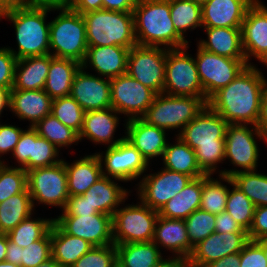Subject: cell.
I'll return each mask as SVG.
<instances>
[{
    "instance_id": "39",
    "label": "cell",
    "mask_w": 267,
    "mask_h": 267,
    "mask_svg": "<svg viewBox=\"0 0 267 267\" xmlns=\"http://www.w3.org/2000/svg\"><path fill=\"white\" fill-rule=\"evenodd\" d=\"M222 181L227 182L228 185L233 187L231 191L229 189L225 211H227L234 220L248 232L253 222L256 206L233 184L231 177L222 176Z\"/></svg>"
},
{
    "instance_id": "63",
    "label": "cell",
    "mask_w": 267,
    "mask_h": 267,
    "mask_svg": "<svg viewBox=\"0 0 267 267\" xmlns=\"http://www.w3.org/2000/svg\"><path fill=\"white\" fill-rule=\"evenodd\" d=\"M70 0H31L34 5H48L53 7L67 6Z\"/></svg>"
},
{
    "instance_id": "21",
    "label": "cell",
    "mask_w": 267,
    "mask_h": 267,
    "mask_svg": "<svg viewBox=\"0 0 267 267\" xmlns=\"http://www.w3.org/2000/svg\"><path fill=\"white\" fill-rule=\"evenodd\" d=\"M70 96L85 112L111 108L110 79L96 77L80 67L74 75Z\"/></svg>"
},
{
    "instance_id": "64",
    "label": "cell",
    "mask_w": 267,
    "mask_h": 267,
    "mask_svg": "<svg viewBox=\"0 0 267 267\" xmlns=\"http://www.w3.org/2000/svg\"><path fill=\"white\" fill-rule=\"evenodd\" d=\"M8 236L5 233H0V262L5 261L7 251Z\"/></svg>"
},
{
    "instance_id": "45",
    "label": "cell",
    "mask_w": 267,
    "mask_h": 267,
    "mask_svg": "<svg viewBox=\"0 0 267 267\" xmlns=\"http://www.w3.org/2000/svg\"><path fill=\"white\" fill-rule=\"evenodd\" d=\"M184 221L188 239L193 247L215 232V215L200 208L190 214Z\"/></svg>"
},
{
    "instance_id": "7",
    "label": "cell",
    "mask_w": 267,
    "mask_h": 267,
    "mask_svg": "<svg viewBox=\"0 0 267 267\" xmlns=\"http://www.w3.org/2000/svg\"><path fill=\"white\" fill-rule=\"evenodd\" d=\"M207 102V98L159 93L142 119L165 131L180 128L178 131L181 132L203 110Z\"/></svg>"
},
{
    "instance_id": "33",
    "label": "cell",
    "mask_w": 267,
    "mask_h": 267,
    "mask_svg": "<svg viewBox=\"0 0 267 267\" xmlns=\"http://www.w3.org/2000/svg\"><path fill=\"white\" fill-rule=\"evenodd\" d=\"M201 194L202 177L192 179L183 190L161 207L158 214L167 219L185 220L200 208Z\"/></svg>"
},
{
    "instance_id": "26",
    "label": "cell",
    "mask_w": 267,
    "mask_h": 267,
    "mask_svg": "<svg viewBox=\"0 0 267 267\" xmlns=\"http://www.w3.org/2000/svg\"><path fill=\"white\" fill-rule=\"evenodd\" d=\"M53 99L41 90H11L10 112L18 119L30 121L33 127L48 114H51Z\"/></svg>"
},
{
    "instance_id": "34",
    "label": "cell",
    "mask_w": 267,
    "mask_h": 267,
    "mask_svg": "<svg viewBox=\"0 0 267 267\" xmlns=\"http://www.w3.org/2000/svg\"><path fill=\"white\" fill-rule=\"evenodd\" d=\"M80 67L81 64L76 60L51 55L44 91L52 99L69 96L74 75Z\"/></svg>"
},
{
    "instance_id": "66",
    "label": "cell",
    "mask_w": 267,
    "mask_h": 267,
    "mask_svg": "<svg viewBox=\"0 0 267 267\" xmlns=\"http://www.w3.org/2000/svg\"><path fill=\"white\" fill-rule=\"evenodd\" d=\"M37 267H62L55 259L50 258L44 263L39 264Z\"/></svg>"
},
{
    "instance_id": "10",
    "label": "cell",
    "mask_w": 267,
    "mask_h": 267,
    "mask_svg": "<svg viewBox=\"0 0 267 267\" xmlns=\"http://www.w3.org/2000/svg\"><path fill=\"white\" fill-rule=\"evenodd\" d=\"M189 45L167 49L163 93L171 96L206 98L195 59L187 54Z\"/></svg>"
},
{
    "instance_id": "40",
    "label": "cell",
    "mask_w": 267,
    "mask_h": 267,
    "mask_svg": "<svg viewBox=\"0 0 267 267\" xmlns=\"http://www.w3.org/2000/svg\"><path fill=\"white\" fill-rule=\"evenodd\" d=\"M170 15L175 30L184 39L186 30L202 28V7L191 0H170Z\"/></svg>"
},
{
    "instance_id": "41",
    "label": "cell",
    "mask_w": 267,
    "mask_h": 267,
    "mask_svg": "<svg viewBox=\"0 0 267 267\" xmlns=\"http://www.w3.org/2000/svg\"><path fill=\"white\" fill-rule=\"evenodd\" d=\"M31 216L21 221L13 230L7 233L8 239L22 248L42 239L51 230L54 223V218L36 219Z\"/></svg>"
},
{
    "instance_id": "15",
    "label": "cell",
    "mask_w": 267,
    "mask_h": 267,
    "mask_svg": "<svg viewBox=\"0 0 267 267\" xmlns=\"http://www.w3.org/2000/svg\"><path fill=\"white\" fill-rule=\"evenodd\" d=\"M96 154L102 168L105 167V170L102 169V175L117 181L128 182L138 179L149 166L146 159L125 138L115 146L107 147L105 155L100 152Z\"/></svg>"
},
{
    "instance_id": "13",
    "label": "cell",
    "mask_w": 267,
    "mask_h": 267,
    "mask_svg": "<svg viewBox=\"0 0 267 267\" xmlns=\"http://www.w3.org/2000/svg\"><path fill=\"white\" fill-rule=\"evenodd\" d=\"M197 46V57L194 59L207 99L219 89L227 86L248 66L246 59L219 56Z\"/></svg>"
},
{
    "instance_id": "28",
    "label": "cell",
    "mask_w": 267,
    "mask_h": 267,
    "mask_svg": "<svg viewBox=\"0 0 267 267\" xmlns=\"http://www.w3.org/2000/svg\"><path fill=\"white\" fill-rule=\"evenodd\" d=\"M51 61V54L18 59L14 71L12 90L44 89Z\"/></svg>"
},
{
    "instance_id": "65",
    "label": "cell",
    "mask_w": 267,
    "mask_h": 267,
    "mask_svg": "<svg viewBox=\"0 0 267 267\" xmlns=\"http://www.w3.org/2000/svg\"><path fill=\"white\" fill-rule=\"evenodd\" d=\"M261 206H267V174H263V191H262V199Z\"/></svg>"
},
{
    "instance_id": "51",
    "label": "cell",
    "mask_w": 267,
    "mask_h": 267,
    "mask_svg": "<svg viewBox=\"0 0 267 267\" xmlns=\"http://www.w3.org/2000/svg\"><path fill=\"white\" fill-rule=\"evenodd\" d=\"M22 132V128L0 123V158L9 152L13 153ZM0 163L5 162L0 159Z\"/></svg>"
},
{
    "instance_id": "67",
    "label": "cell",
    "mask_w": 267,
    "mask_h": 267,
    "mask_svg": "<svg viewBox=\"0 0 267 267\" xmlns=\"http://www.w3.org/2000/svg\"><path fill=\"white\" fill-rule=\"evenodd\" d=\"M263 249L267 261V239L256 241Z\"/></svg>"
},
{
    "instance_id": "49",
    "label": "cell",
    "mask_w": 267,
    "mask_h": 267,
    "mask_svg": "<svg viewBox=\"0 0 267 267\" xmlns=\"http://www.w3.org/2000/svg\"><path fill=\"white\" fill-rule=\"evenodd\" d=\"M239 267H267L264 249L256 241L250 240L241 250Z\"/></svg>"
},
{
    "instance_id": "25",
    "label": "cell",
    "mask_w": 267,
    "mask_h": 267,
    "mask_svg": "<svg viewBox=\"0 0 267 267\" xmlns=\"http://www.w3.org/2000/svg\"><path fill=\"white\" fill-rule=\"evenodd\" d=\"M119 113L112 107L94 111L85 112L82 129L79 133V140L87 138L88 140L99 144L115 146L121 142L125 136L114 140L116 128L119 125Z\"/></svg>"
},
{
    "instance_id": "20",
    "label": "cell",
    "mask_w": 267,
    "mask_h": 267,
    "mask_svg": "<svg viewBox=\"0 0 267 267\" xmlns=\"http://www.w3.org/2000/svg\"><path fill=\"white\" fill-rule=\"evenodd\" d=\"M248 232H213L194 246L188 258V267H203L227 255L239 253L249 242Z\"/></svg>"
},
{
    "instance_id": "11",
    "label": "cell",
    "mask_w": 267,
    "mask_h": 267,
    "mask_svg": "<svg viewBox=\"0 0 267 267\" xmlns=\"http://www.w3.org/2000/svg\"><path fill=\"white\" fill-rule=\"evenodd\" d=\"M27 188L33 207L38 203L63 210L69 198L64 160L53 166L27 171Z\"/></svg>"
},
{
    "instance_id": "31",
    "label": "cell",
    "mask_w": 267,
    "mask_h": 267,
    "mask_svg": "<svg viewBox=\"0 0 267 267\" xmlns=\"http://www.w3.org/2000/svg\"><path fill=\"white\" fill-rule=\"evenodd\" d=\"M208 39L197 43L202 49L234 59H246L242 48L241 28L202 27Z\"/></svg>"
},
{
    "instance_id": "36",
    "label": "cell",
    "mask_w": 267,
    "mask_h": 267,
    "mask_svg": "<svg viewBox=\"0 0 267 267\" xmlns=\"http://www.w3.org/2000/svg\"><path fill=\"white\" fill-rule=\"evenodd\" d=\"M116 249L118 267H155L163 258L153 241L119 244Z\"/></svg>"
},
{
    "instance_id": "50",
    "label": "cell",
    "mask_w": 267,
    "mask_h": 267,
    "mask_svg": "<svg viewBox=\"0 0 267 267\" xmlns=\"http://www.w3.org/2000/svg\"><path fill=\"white\" fill-rule=\"evenodd\" d=\"M16 61L8 47L0 48V87L12 90Z\"/></svg>"
},
{
    "instance_id": "69",
    "label": "cell",
    "mask_w": 267,
    "mask_h": 267,
    "mask_svg": "<svg viewBox=\"0 0 267 267\" xmlns=\"http://www.w3.org/2000/svg\"><path fill=\"white\" fill-rule=\"evenodd\" d=\"M197 4H200L201 6L207 1V0H191Z\"/></svg>"
},
{
    "instance_id": "47",
    "label": "cell",
    "mask_w": 267,
    "mask_h": 267,
    "mask_svg": "<svg viewBox=\"0 0 267 267\" xmlns=\"http://www.w3.org/2000/svg\"><path fill=\"white\" fill-rule=\"evenodd\" d=\"M233 184L238 187L256 207L261 206L263 191V173L253 171L238 172L231 176Z\"/></svg>"
},
{
    "instance_id": "14",
    "label": "cell",
    "mask_w": 267,
    "mask_h": 267,
    "mask_svg": "<svg viewBox=\"0 0 267 267\" xmlns=\"http://www.w3.org/2000/svg\"><path fill=\"white\" fill-rule=\"evenodd\" d=\"M112 108L131 119L142 118L156 93L127 73L110 79Z\"/></svg>"
},
{
    "instance_id": "29",
    "label": "cell",
    "mask_w": 267,
    "mask_h": 267,
    "mask_svg": "<svg viewBox=\"0 0 267 267\" xmlns=\"http://www.w3.org/2000/svg\"><path fill=\"white\" fill-rule=\"evenodd\" d=\"M67 186L69 196L84 194L102 175V165L96 153L87 155L74 163L66 161Z\"/></svg>"
},
{
    "instance_id": "6",
    "label": "cell",
    "mask_w": 267,
    "mask_h": 267,
    "mask_svg": "<svg viewBox=\"0 0 267 267\" xmlns=\"http://www.w3.org/2000/svg\"><path fill=\"white\" fill-rule=\"evenodd\" d=\"M56 10L59 15L50 21V54L81 64L88 49L85 20L82 14L67 6L56 7Z\"/></svg>"
},
{
    "instance_id": "35",
    "label": "cell",
    "mask_w": 267,
    "mask_h": 267,
    "mask_svg": "<svg viewBox=\"0 0 267 267\" xmlns=\"http://www.w3.org/2000/svg\"><path fill=\"white\" fill-rule=\"evenodd\" d=\"M176 144H167L162 159L164 168L191 176L193 179L206 175L198 166L195 151L177 136Z\"/></svg>"
},
{
    "instance_id": "22",
    "label": "cell",
    "mask_w": 267,
    "mask_h": 267,
    "mask_svg": "<svg viewBox=\"0 0 267 267\" xmlns=\"http://www.w3.org/2000/svg\"><path fill=\"white\" fill-rule=\"evenodd\" d=\"M125 139L150 163L154 157H162L167 147L166 131L150 125L142 118L126 121Z\"/></svg>"
},
{
    "instance_id": "23",
    "label": "cell",
    "mask_w": 267,
    "mask_h": 267,
    "mask_svg": "<svg viewBox=\"0 0 267 267\" xmlns=\"http://www.w3.org/2000/svg\"><path fill=\"white\" fill-rule=\"evenodd\" d=\"M255 0H207L202 7V27L241 28Z\"/></svg>"
},
{
    "instance_id": "57",
    "label": "cell",
    "mask_w": 267,
    "mask_h": 267,
    "mask_svg": "<svg viewBox=\"0 0 267 267\" xmlns=\"http://www.w3.org/2000/svg\"><path fill=\"white\" fill-rule=\"evenodd\" d=\"M240 266V252L233 253L221 258L220 260L213 261L203 267H239Z\"/></svg>"
},
{
    "instance_id": "60",
    "label": "cell",
    "mask_w": 267,
    "mask_h": 267,
    "mask_svg": "<svg viewBox=\"0 0 267 267\" xmlns=\"http://www.w3.org/2000/svg\"><path fill=\"white\" fill-rule=\"evenodd\" d=\"M33 5L31 0H0V14L5 11Z\"/></svg>"
},
{
    "instance_id": "4",
    "label": "cell",
    "mask_w": 267,
    "mask_h": 267,
    "mask_svg": "<svg viewBox=\"0 0 267 267\" xmlns=\"http://www.w3.org/2000/svg\"><path fill=\"white\" fill-rule=\"evenodd\" d=\"M50 11H56V7L33 4L0 14V20L6 18L15 27L18 51L8 49L17 60L50 54V22L45 20Z\"/></svg>"
},
{
    "instance_id": "55",
    "label": "cell",
    "mask_w": 267,
    "mask_h": 267,
    "mask_svg": "<svg viewBox=\"0 0 267 267\" xmlns=\"http://www.w3.org/2000/svg\"><path fill=\"white\" fill-rule=\"evenodd\" d=\"M67 7L75 12L84 14L103 9V3L102 0H70Z\"/></svg>"
},
{
    "instance_id": "8",
    "label": "cell",
    "mask_w": 267,
    "mask_h": 267,
    "mask_svg": "<svg viewBox=\"0 0 267 267\" xmlns=\"http://www.w3.org/2000/svg\"><path fill=\"white\" fill-rule=\"evenodd\" d=\"M138 203L128 204L114 212L112 227L115 245L152 241L159 217L158 211L151 209L141 200Z\"/></svg>"
},
{
    "instance_id": "59",
    "label": "cell",
    "mask_w": 267,
    "mask_h": 267,
    "mask_svg": "<svg viewBox=\"0 0 267 267\" xmlns=\"http://www.w3.org/2000/svg\"><path fill=\"white\" fill-rule=\"evenodd\" d=\"M23 248L15 243L11 242L9 239L7 241V251L5 261L19 265L21 264V250Z\"/></svg>"
},
{
    "instance_id": "32",
    "label": "cell",
    "mask_w": 267,
    "mask_h": 267,
    "mask_svg": "<svg viewBox=\"0 0 267 267\" xmlns=\"http://www.w3.org/2000/svg\"><path fill=\"white\" fill-rule=\"evenodd\" d=\"M94 246L80 237L65 233L55 222L51 227V252L62 267H71Z\"/></svg>"
},
{
    "instance_id": "58",
    "label": "cell",
    "mask_w": 267,
    "mask_h": 267,
    "mask_svg": "<svg viewBox=\"0 0 267 267\" xmlns=\"http://www.w3.org/2000/svg\"><path fill=\"white\" fill-rule=\"evenodd\" d=\"M257 127L262 133L267 136V83L265 85L264 93L260 105V114L257 121Z\"/></svg>"
},
{
    "instance_id": "43",
    "label": "cell",
    "mask_w": 267,
    "mask_h": 267,
    "mask_svg": "<svg viewBox=\"0 0 267 267\" xmlns=\"http://www.w3.org/2000/svg\"><path fill=\"white\" fill-rule=\"evenodd\" d=\"M51 114L62 124L80 133L85 111L70 95L53 99Z\"/></svg>"
},
{
    "instance_id": "19",
    "label": "cell",
    "mask_w": 267,
    "mask_h": 267,
    "mask_svg": "<svg viewBox=\"0 0 267 267\" xmlns=\"http://www.w3.org/2000/svg\"><path fill=\"white\" fill-rule=\"evenodd\" d=\"M12 155L19 164L18 167L26 172L38 167L53 166L63 160L58 158L59 150L48 140L40 137L31 126L23 130Z\"/></svg>"
},
{
    "instance_id": "12",
    "label": "cell",
    "mask_w": 267,
    "mask_h": 267,
    "mask_svg": "<svg viewBox=\"0 0 267 267\" xmlns=\"http://www.w3.org/2000/svg\"><path fill=\"white\" fill-rule=\"evenodd\" d=\"M167 48L135 45L129 50L127 74L156 94L163 93Z\"/></svg>"
},
{
    "instance_id": "44",
    "label": "cell",
    "mask_w": 267,
    "mask_h": 267,
    "mask_svg": "<svg viewBox=\"0 0 267 267\" xmlns=\"http://www.w3.org/2000/svg\"><path fill=\"white\" fill-rule=\"evenodd\" d=\"M27 189V172L23 168L0 163V203Z\"/></svg>"
},
{
    "instance_id": "54",
    "label": "cell",
    "mask_w": 267,
    "mask_h": 267,
    "mask_svg": "<svg viewBox=\"0 0 267 267\" xmlns=\"http://www.w3.org/2000/svg\"><path fill=\"white\" fill-rule=\"evenodd\" d=\"M215 232L233 233L247 231H245L227 211H224L215 215Z\"/></svg>"
},
{
    "instance_id": "16",
    "label": "cell",
    "mask_w": 267,
    "mask_h": 267,
    "mask_svg": "<svg viewBox=\"0 0 267 267\" xmlns=\"http://www.w3.org/2000/svg\"><path fill=\"white\" fill-rule=\"evenodd\" d=\"M191 176L162 168L160 172L143 176L138 183L139 199L151 209L159 211L192 180Z\"/></svg>"
},
{
    "instance_id": "48",
    "label": "cell",
    "mask_w": 267,
    "mask_h": 267,
    "mask_svg": "<svg viewBox=\"0 0 267 267\" xmlns=\"http://www.w3.org/2000/svg\"><path fill=\"white\" fill-rule=\"evenodd\" d=\"M52 258L51 230L39 239L21 250V267H37Z\"/></svg>"
},
{
    "instance_id": "9",
    "label": "cell",
    "mask_w": 267,
    "mask_h": 267,
    "mask_svg": "<svg viewBox=\"0 0 267 267\" xmlns=\"http://www.w3.org/2000/svg\"><path fill=\"white\" fill-rule=\"evenodd\" d=\"M250 127V128H249ZM228 124L225 134V160L242 169L219 170V175L231 177L238 172L257 170L259 149L255 136L267 142V136L253 125ZM252 129V130H251Z\"/></svg>"
},
{
    "instance_id": "42",
    "label": "cell",
    "mask_w": 267,
    "mask_h": 267,
    "mask_svg": "<svg viewBox=\"0 0 267 267\" xmlns=\"http://www.w3.org/2000/svg\"><path fill=\"white\" fill-rule=\"evenodd\" d=\"M214 179L212 175L202 176V194L200 209L217 215L225 211L229 188L221 181L222 175ZM222 182V183H221Z\"/></svg>"
},
{
    "instance_id": "17",
    "label": "cell",
    "mask_w": 267,
    "mask_h": 267,
    "mask_svg": "<svg viewBox=\"0 0 267 267\" xmlns=\"http://www.w3.org/2000/svg\"><path fill=\"white\" fill-rule=\"evenodd\" d=\"M54 222L67 234L80 237L94 247L114 244L112 216L105 213L57 216Z\"/></svg>"
},
{
    "instance_id": "56",
    "label": "cell",
    "mask_w": 267,
    "mask_h": 267,
    "mask_svg": "<svg viewBox=\"0 0 267 267\" xmlns=\"http://www.w3.org/2000/svg\"><path fill=\"white\" fill-rule=\"evenodd\" d=\"M138 0H102L103 9L133 12Z\"/></svg>"
},
{
    "instance_id": "18",
    "label": "cell",
    "mask_w": 267,
    "mask_h": 267,
    "mask_svg": "<svg viewBox=\"0 0 267 267\" xmlns=\"http://www.w3.org/2000/svg\"><path fill=\"white\" fill-rule=\"evenodd\" d=\"M242 48L248 65L253 56L267 67V6L255 0L241 26Z\"/></svg>"
},
{
    "instance_id": "37",
    "label": "cell",
    "mask_w": 267,
    "mask_h": 267,
    "mask_svg": "<svg viewBox=\"0 0 267 267\" xmlns=\"http://www.w3.org/2000/svg\"><path fill=\"white\" fill-rule=\"evenodd\" d=\"M35 208L28 188L0 203V233L7 234L32 215Z\"/></svg>"
},
{
    "instance_id": "27",
    "label": "cell",
    "mask_w": 267,
    "mask_h": 267,
    "mask_svg": "<svg viewBox=\"0 0 267 267\" xmlns=\"http://www.w3.org/2000/svg\"><path fill=\"white\" fill-rule=\"evenodd\" d=\"M152 241L160 248L170 250L173 255L188 260L193 252V246L188 239L184 220L167 219L159 216Z\"/></svg>"
},
{
    "instance_id": "24",
    "label": "cell",
    "mask_w": 267,
    "mask_h": 267,
    "mask_svg": "<svg viewBox=\"0 0 267 267\" xmlns=\"http://www.w3.org/2000/svg\"><path fill=\"white\" fill-rule=\"evenodd\" d=\"M129 48L122 46H93L88 47L83 69L93 67L99 76L112 79L127 73V58Z\"/></svg>"
},
{
    "instance_id": "62",
    "label": "cell",
    "mask_w": 267,
    "mask_h": 267,
    "mask_svg": "<svg viewBox=\"0 0 267 267\" xmlns=\"http://www.w3.org/2000/svg\"><path fill=\"white\" fill-rule=\"evenodd\" d=\"M10 94V89L0 87V117L3 110L10 108Z\"/></svg>"
},
{
    "instance_id": "38",
    "label": "cell",
    "mask_w": 267,
    "mask_h": 267,
    "mask_svg": "<svg viewBox=\"0 0 267 267\" xmlns=\"http://www.w3.org/2000/svg\"><path fill=\"white\" fill-rule=\"evenodd\" d=\"M33 128L40 137L52 143L58 150L79 142V134L62 124L55 116L48 114L37 122Z\"/></svg>"
},
{
    "instance_id": "5",
    "label": "cell",
    "mask_w": 267,
    "mask_h": 267,
    "mask_svg": "<svg viewBox=\"0 0 267 267\" xmlns=\"http://www.w3.org/2000/svg\"><path fill=\"white\" fill-rule=\"evenodd\" d=\"M85 20L88 47L137 45L132 12L100 9L82 14Z\"/></svg>"
},
{
    "instance_id": "2",
    "label": "cell",
    "mask_w": 267,
    "mask_h": 267,
    "mask_svg": "<svg viewBox=\"0 0 267 267\" xmlns=\"http://www.w3.org/2000/svg\"><path fill=\"white\" fill-rule=\"evenodd\" d=\"M228 123L208 105L188 124L178 136L196 154L200 169L213 175L218 163L225 161V134Z\"/></svg>"
},
{
    "instance_id": "30",
    "label": "cell",
    "mask_w": 267,
    "mask_h": 267,
    "mask_svg": "<svg viewBox=\"0 0 267 267\" xmlns=\"http://www.w3.org/2000/svg\"><path fill=\"white\" fill-rule=\"evenodd\" d=\"M110 177L101 176L83 195L99 213L113 216L130 192Z\"/></svg>"
},
{
    "instance_id": "1",
    "label": "cell",
    "mask_w": 267,
    "mask_h": 267,
    "mask_svg": "<svg viewBox=\"0 0 267 267\" xmlns=\"http://www.w3.org/2000/svg\"><path fill=\"white\" fill-rule=\"evenodd\" d=\"M256 65H248L227 86L214 93L207 105L228 124L255 125L267 79Z\"/></svg>"
},
{
    "instance_id": "68",
    "label": "cell",
    "mask_w": 267,
    "mask_h": 267,
    "mask_svg": "<svg viewBox=\"0 0 267 267\" xmlns=\"http://www.w3.org/2000/svg\"><path fill=\"white\" fill-rule=\"evenodd\" d=\"M0 267H21V266L7 262V261H3V262H0Z\"/></svg>"
},
{
    "instance_id": "61",
    "label": "cell",
    "mask_w": 267,
    "mask_h": 267,
    "mask_svg": "<svg viewBox=\"0 0 267 267\" xmlns=\"http://www.w3.org/2000/svg\"><path fill=\"white\" fill-rule=\"evenodd\" d=\"M155 267H188V262L184 258L173 256L167 259L162 258Z\"/></svg>"
},
{
    "instance_id": "3",
    "label": "cell",
    "mask_w": 267,
    "mask_h": 267,
    "mask_svg": "<svg viewBox=\"0 0 267 267\" xmlns=\"http://www.w3.org/2000/svg\"><path fill=\"white\" fill-rule=\"evenodd\" d=\"M137 45L178 49L188 45L170 15V0H138L133 10Z\"/></svg>"
},
{
    "instance_id": "52",
    "label": "cell",
    "mask_w": 267,
    "mask_h": 267,
    "mask_svg": "<svg viewBox=\"0 0 267 267\" xmlns=\"http://www.w3.org/2000/svg\"><path fill=\"white\" fill-rule=\"evenodd\" d=\"M99 213L95 207L87 201V197L82 195L69 196L62 215L59 216H81Z\"/></svg>"
},
{
    "instance_id": "46",
    "label": "cell",
    "mask_w": 267,
    "mask_h": 267,
    "mask_svg": "<svg viewBox=\"0 0 267 267\" xmlns=\"http://www.w3.org/2000/svg\"><path fill=\"white\" fill-rule=\"evenodd\" d=\"M71 267H118L116 245L93 247Z\"/></svg>"
},
{
    "instance_id": "53",
    "label": "cell",
    "mask_w": 267,
    "mask_h": 267,
    "mask_svg": "<svg viewBox=\"0 0 267 267\" xmlns=\"http://www.w3.org/2000/svg\"><path fill=\"white\" fill-rule=\"evenodd\" d=\"M251 241L267 239V206L255 208L253 222L248 231Z\"/></svg>"
}]
</instances>
